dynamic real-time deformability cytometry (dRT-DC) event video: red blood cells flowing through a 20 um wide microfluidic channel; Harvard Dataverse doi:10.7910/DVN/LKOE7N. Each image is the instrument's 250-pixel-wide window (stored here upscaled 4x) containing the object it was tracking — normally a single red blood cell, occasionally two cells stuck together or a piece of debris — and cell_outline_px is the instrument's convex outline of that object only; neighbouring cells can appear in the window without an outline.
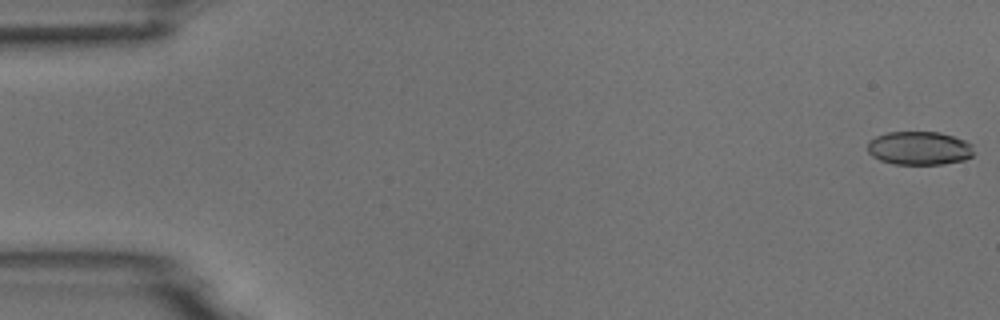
{"species": "common noctule bat (a hibernating species)", "species_latin": "Nyctalus noctula", "temperature_condition": "room temperature", "stored_images_in_passage": 55, "camera_frame_rate_fps": 3000, "um_per_image_px": 0.085, "animal": {"sex": "male", "body_mass_g": 18.8}, "frame": {"image": 1, "passage_image": 1, "time_ms": 0.0, "image_size_px": [1000, 320], "cell_outline_px": [[976, 152], [972, 156], [964, 160], [944, 164], [892, 164], [880, 160], [872, 156], [868, 152], [868, 140], [876, 136], [888, 132], [940, 132], [964, 140], [972, 144]], "centroid_in_image_um": [78.15, 12.6], "position_along_channel_um": 6.8, "area_um2": 20.98}}
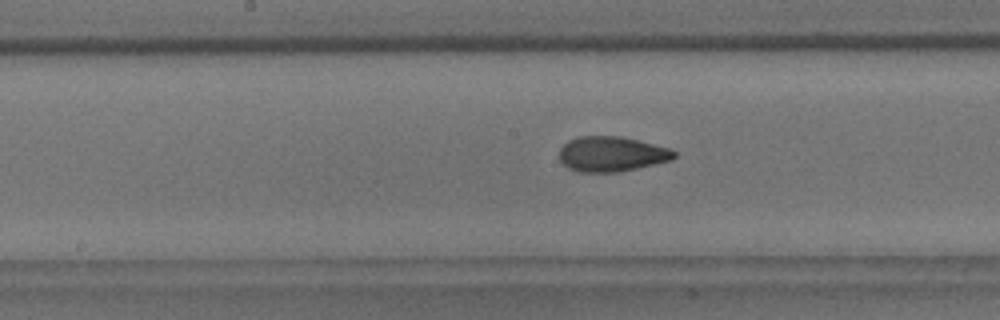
{"frame": {"image": 2, "passage_image": 28, "time_ms": 9.0, "image_size_px": [1000, 320], "cell_outline_px": [[676, 156], [672, 160], [636, 168], [616, 172], [580, 172], [568, 168], [560, 160], [560, 148], [568, 140], [580, 136], [620, 136], [672, 148], [676, 152]], "centroid_in_image_um": [52.0, 13.08], "position_along_channel_um": 196.2, "area_um2": 23.47}}
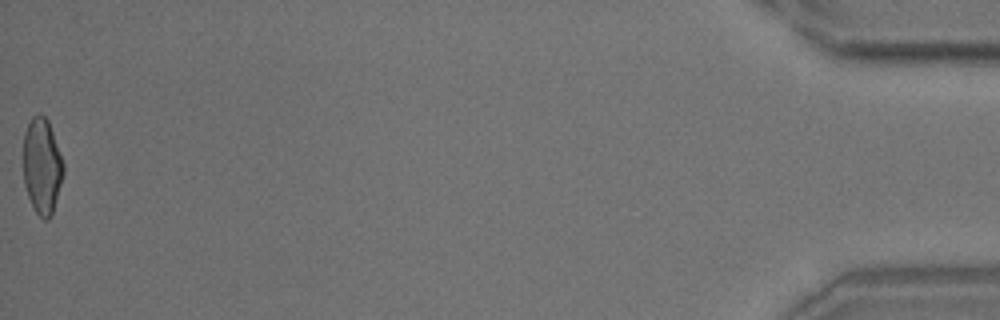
{"frame": {"image": 3, "passage_image": 55, "time_ms": 18.0, "image_size_px": [1000, 320], "cell_outline_px": [[64, 172], [52, 216], [48, 220], [44, 220], [36, 212], [28, 196], [24, 184], [24, 132], [32, 116], [40, 112], [48, 120], [64, 164]], "centroid_in_image_um": [3.58, 14.11], "position_along_channel_um": 431.6, "area_um2": 22.37}, "authors_computed_cell_mechanics": {"area_um2": 22.7154, "velocity_mm_per_s": 3.7106, "shape_relaxation_time_tau1_ms": 10.2218, "shape_relaxation_time_tau2_ms": 1.7332, "deformation_change_tau1": 0.2299, "deformation_change_tau2": 0.0803}}